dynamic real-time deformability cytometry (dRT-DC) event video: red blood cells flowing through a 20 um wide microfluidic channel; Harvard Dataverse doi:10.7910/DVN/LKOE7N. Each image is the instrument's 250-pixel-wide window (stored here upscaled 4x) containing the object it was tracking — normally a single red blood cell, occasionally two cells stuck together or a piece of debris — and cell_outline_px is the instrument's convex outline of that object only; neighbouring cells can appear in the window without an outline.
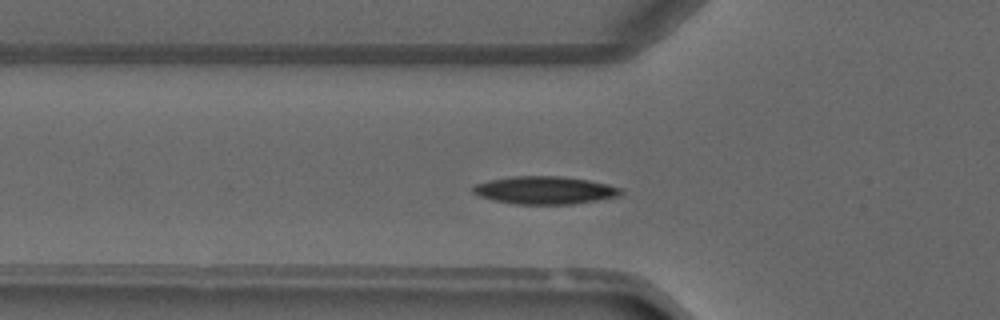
{"species": "common noctule bat (a hibernating species)", "species_latin": "Nyctalus noctula", "temperature_condition": "warm", "stored_images_in_passage": 2, "camera_frame_rate_fps": 3000, "um_per_image_px": 0.085, "animal": {"sex": "male", "forearm_length_mm": 52.5}, "frame": {"image": 1, "passage_image": 2, "time_ms": 1.0, "image_size_px": [1000, 320], "cell_outline_px": [[624, 192], [620, 196], [572, 204], [512, 204], [492, 200], [480, 196], [472, 192], [468, 188], [472, 184], [488, 180], [508, 176], [564, 176], [588, 180], [608, 184], [624, 188]], "centroid_in_image_um": [46.26, 16.16], "position_along_channel_um": 79.5, "area_um2": 24.45}}